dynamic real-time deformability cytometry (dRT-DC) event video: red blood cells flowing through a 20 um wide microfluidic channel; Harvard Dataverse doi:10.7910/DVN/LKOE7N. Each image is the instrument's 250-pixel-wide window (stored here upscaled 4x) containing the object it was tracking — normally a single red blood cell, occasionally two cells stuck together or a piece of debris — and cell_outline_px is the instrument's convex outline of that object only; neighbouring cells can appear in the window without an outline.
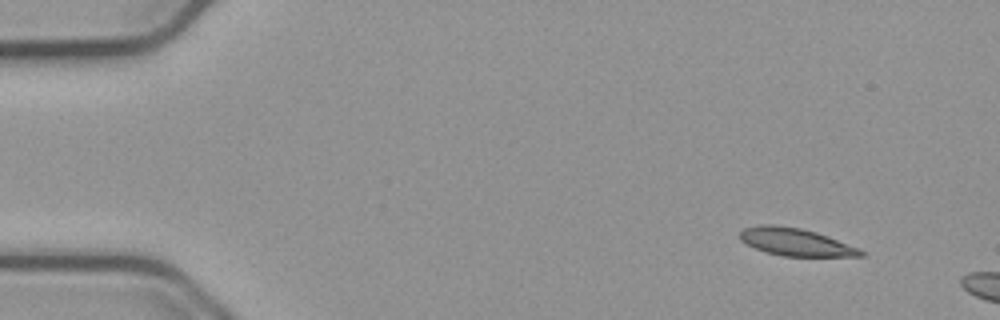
{"species": "common noctule bat (a hibernating species)", "species_latin": "Nyctalus noctula", "temperature_condition": "cold", "stored_images_in_passage": 3, "camera_frame_rate_fps": 3000, "um_per_image_px": 0.085, "animal": {"sex": "male", "body_mass_g": 23.1, "forearm_length_mm": 52.7}, "frame": {"image": 1, "passage_image": 1, "time_ms": 0.0, "image_size_px": [1000, 320], "cell_outline_px": [[864, 256], [784, 256], [768, 252], [756, 248], [740, 240], [740, 232], [744, 228], [760, 224], [776, 224], [800, 228], [816, 232], [828, 236], [860, 248], [864, 252]], "centroid_in_image_um": [67.64, 20.56], "position_along_channel_um": 17.4, "area_um2": 19.31}}